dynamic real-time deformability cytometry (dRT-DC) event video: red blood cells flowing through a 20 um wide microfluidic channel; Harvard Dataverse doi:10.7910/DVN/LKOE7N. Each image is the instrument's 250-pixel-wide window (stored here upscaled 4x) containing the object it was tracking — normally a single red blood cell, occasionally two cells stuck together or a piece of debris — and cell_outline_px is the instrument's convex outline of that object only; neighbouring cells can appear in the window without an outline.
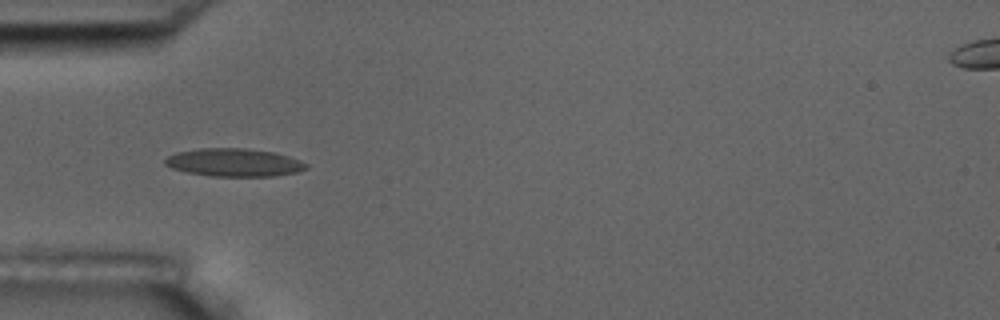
{"species": "common noctule bat (a hibernating species)", "species_latin": "Nyctalus noctula", "temperature_condition": "room temperature", "stored_images_in_passage": 29, "camera_frame_rate_fps": 3000, "um_per_image_px": 0.085, "animal": {"sex": "male", "body_mass_g": 17.5, "forearm_length_mm": 52.3}, "frame": {"image": 1, "passage_image": 5, "time_ms": 1.333, "image_size_px": [1000, 320], "cell_outline_px": [[308, 168], [296, 172], [276, 176], [208, 176], [188, 172], [172, 168], [164, 164], [164, 160], [168, 156], [176, 152], [200, 148], [244, 148], [272, 152], [288, 156], [300, 160], [308, 164]], "centroid_in_image_um": [19.89, 13.81], "position_along_channel_um": 65.1, "area_um2": 23.0}}
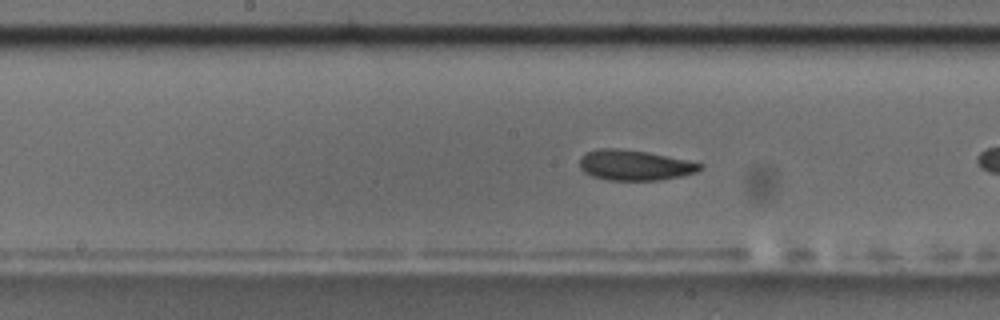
{"frame": {"image": 2, "passage_image": 13, "time_ms": 4.0, "image_size_px": [1000, 320], "cell_outline_px": [[704, 168], [696, 172], [680, 176], [660, 180], [608, 180], [592, 176], [584, 172], [580, 168], [580, 156], [584, 152], [596, 148], [620, 148], [648, 152], [688, 160], [704, 164]], "centroid_in_image_um": [53.93, 14.03], "position_along_channel_um": 194.3, "area_um2": 21.56}}
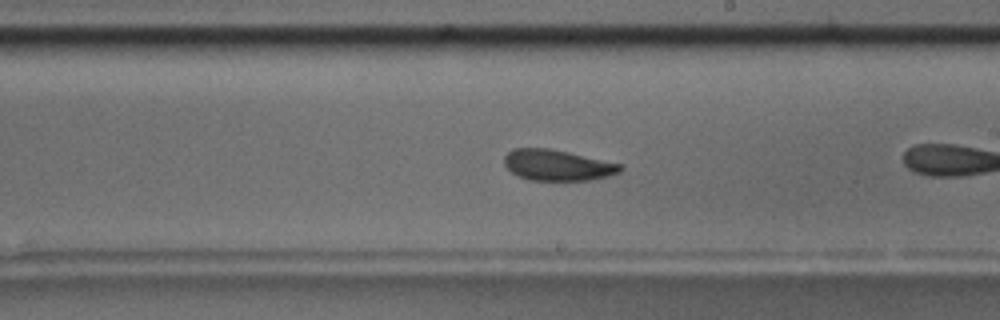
{"frame": {"image": 3, "passage_image": 17, "time_ms": 5.333, "image_size_px": [1000, 320], "cell_outline_px": [[624, 168], [620, 172], [608, 176], [588, 180], [528, 180], [512, 172], [504, 164], [504, 156], [512, 148], [548, 148], [568, 152], [624, 164]], "centroid_in_image_um": [47.41, 14.03], "position_along_channel_um": 241.6, "area_um2": 20.92}}